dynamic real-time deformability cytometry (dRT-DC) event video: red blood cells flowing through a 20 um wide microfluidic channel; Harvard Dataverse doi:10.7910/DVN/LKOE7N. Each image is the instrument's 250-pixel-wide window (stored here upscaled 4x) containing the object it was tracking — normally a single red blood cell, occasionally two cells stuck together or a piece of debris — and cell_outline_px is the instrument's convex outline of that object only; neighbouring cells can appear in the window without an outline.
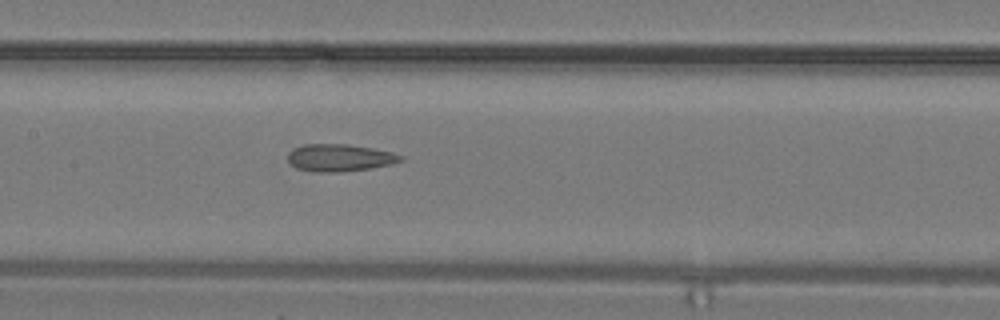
{"species": "common noctule bat (a hibernating species)", "species_latin": "Nyctalus noctula", "temperature_condition": "warm", "stored_images_in_passage": 18, "camera_frame_rate_fps": 3000, "um_per_image_px": 0.085, "animal": {"sex": "male", "body_mass_g": 19.2, "forearm_length_mm": 51.8}, "frame": {"image": 1, "passage_image": 16, "time_ms": 5.0, "image_size_px": [1000, 320], "cell_outline_px": [[404, 160], [392, 164], [372, 168], [340, 172], [320, 172], [296, 168], [288, 160], [288, 152], [304, 144], [348, 144], [372, 148], [392, 152], [404, 156]], "centroid_in_image_um": [28.91, 13.41], "position_along_channel_um": 178.5, "area_um2": 17.92}}
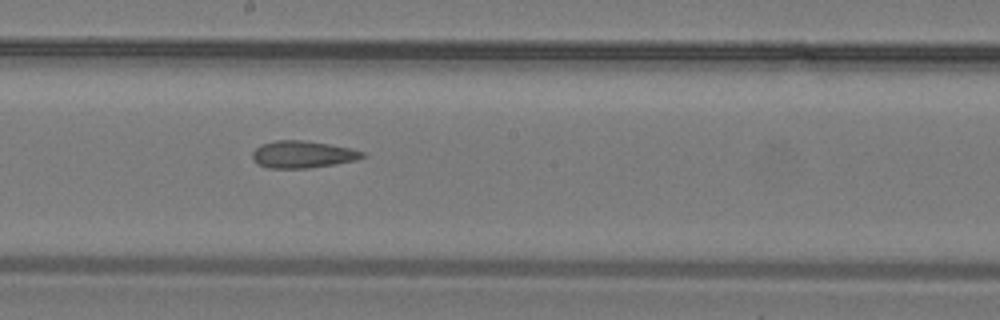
{"frame": {"image": 2, "passage_image": 18, "time_ms": 5.667, "image_size_px": [1000, 320], "cell_outline_px": [[368, 156], [356, 160], [336, 164], [308, 168], [268, 168], [256, 164], [252, 160], [252, 152], [260, 144], [276, 140], [300, 140], [328, 144], [352, 148], [364, 152]], "centroid_in_image_um": [25.72, 13.13], "position_along_channel_um": 222.5, "area_um2": 17.57}}